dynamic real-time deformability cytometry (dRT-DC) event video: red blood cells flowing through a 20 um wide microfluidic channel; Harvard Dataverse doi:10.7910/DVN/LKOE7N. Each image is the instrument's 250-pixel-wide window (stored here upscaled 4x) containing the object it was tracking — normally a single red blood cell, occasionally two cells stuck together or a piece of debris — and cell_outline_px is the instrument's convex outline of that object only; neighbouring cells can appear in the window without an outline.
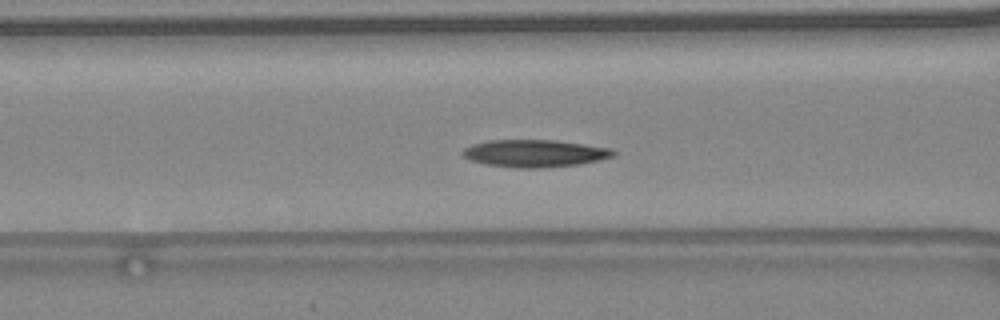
{"species": "common noctule bat (a hibernating species)", "species_latin": "Nyctalus noctula", "temperature_condition": "warm", "stored_images_in_passage": 46, "camera_frame_rate_fps": 3000, "um_per_image_px": 0.085, "animal": {"sex": "female", "body_mass_g": 24.6, "forearm_length_mm": 56.2}, "frame": {"image": 1, "passage_image": 20, "time_ms": 6.333, "image_size_px": [1000, 320], "cell_outline_px": [[616, 156], [600, 160], [580, 164], [540, 168], [516, 168], [484, 164], [468, 160], [460, 152], [464, 148], [472, 144], [488, 140], [556, 140], [612, 148], [616, 152]], "centroid_in_image_um": [45.45, 13.04], "position_along_channel_um": 121.1, "area_um2": 24.33}, "authors_computed_cell_mechanics": {"area_um2": 22.7154, "velocity_mm_per_s": 4.4972, "shape_relaxation_time_tau1_ms": 3.7886, "shape_relaxation_time_tau2_ms": null, "deformation_change_tau1": 0.1206, "deformation_change_tau2": null}}